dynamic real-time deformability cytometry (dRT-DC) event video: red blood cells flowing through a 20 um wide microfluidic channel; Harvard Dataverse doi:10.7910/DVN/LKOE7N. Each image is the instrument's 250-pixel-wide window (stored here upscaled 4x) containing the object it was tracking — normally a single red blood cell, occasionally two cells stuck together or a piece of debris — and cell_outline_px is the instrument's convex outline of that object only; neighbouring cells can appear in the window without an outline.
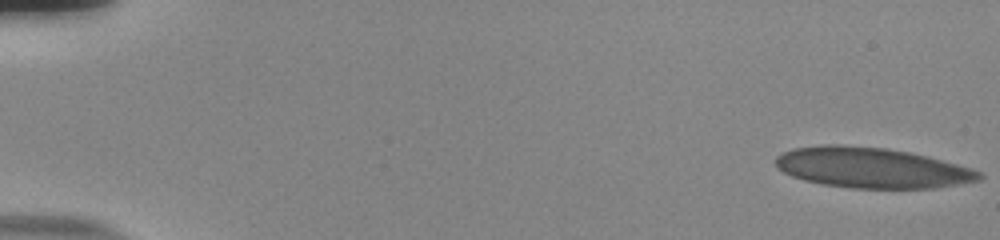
{"species": "human", "species_latin": "Homo sapiens", "temperature_condition": "room temperature", "stored_images_in_passage": 55, "camera_frame_rate_fps": 3000, "um_per_image_px": 0.085, "donor": {"sex": "male"}, "frame": {"image": 1, "passage_image": 1, "time_ms": 0.0, "image_size_px": [1000, 240], "cell_outline_px": [[980, 176], [976, 180], [924, 188], [856, 188], [824, 184], [792, 176], [784, 172], [776, 164], [776, 156], [784, 152], [796, 148], [884, 148], [908, 152], [924, 156], [968, 168], [980, 172]], "centroid_in_image_um": [74.07, 14.3], "position_along_channel_um": 10.9, "area_um2": 44.97}}
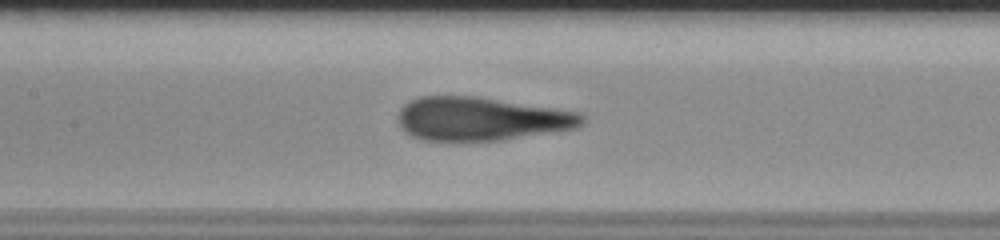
{"frame": {"image": 2, "passage_image": 27, "time_ms": 8.667, "image_size_px": [1000, 240], "cell_outline_px": [[584, 120], [576, 128], [500, 140], [424, 140], [412, 136], [400, 124], [400, 108], [404, 104], [420, 96], [476, 96], [580, 112], [584, 116]], "centroid_in_image_um": [40.91, 10.09], "position_along_channel_um": 166.5, "area_um2": 45.95}}
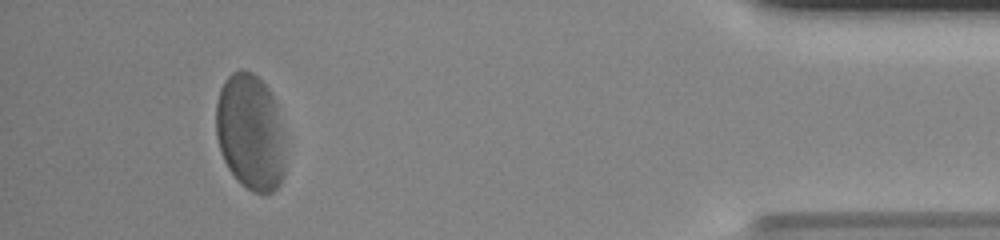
{"frame": {"image": 3, "passage_image": 51, "time_ms": 16.667, "image_size_px": [1000, 240], "cell_outline_px": [[284, 176], [280, 184], [272, 192], [252, 192], [240, 184], [236, 180], [228, 168], [220, 152], [216, 136], [216, 104], [220, 88], [224, 80], [232, 72], [240, 68], [244, 68], [252, 72], [268, 88], [276, 104], [280, 128], [284, 164]], "centroid_in_image_um": [21.23, 11.23], "position_along_channel_um": 414.0, "area_um2": 46.82}, "authors_computed_cell_mechanics": {"area_um2": 46.818, "velocity_mm_per_s": 3.7429, "shape_relaxation_time_tau1_ms": 3.8595, "shape_relaxation_time_tau2_ms": null, "deformation_change_tau1": 0.178, "deformation_change_tau2": null}}